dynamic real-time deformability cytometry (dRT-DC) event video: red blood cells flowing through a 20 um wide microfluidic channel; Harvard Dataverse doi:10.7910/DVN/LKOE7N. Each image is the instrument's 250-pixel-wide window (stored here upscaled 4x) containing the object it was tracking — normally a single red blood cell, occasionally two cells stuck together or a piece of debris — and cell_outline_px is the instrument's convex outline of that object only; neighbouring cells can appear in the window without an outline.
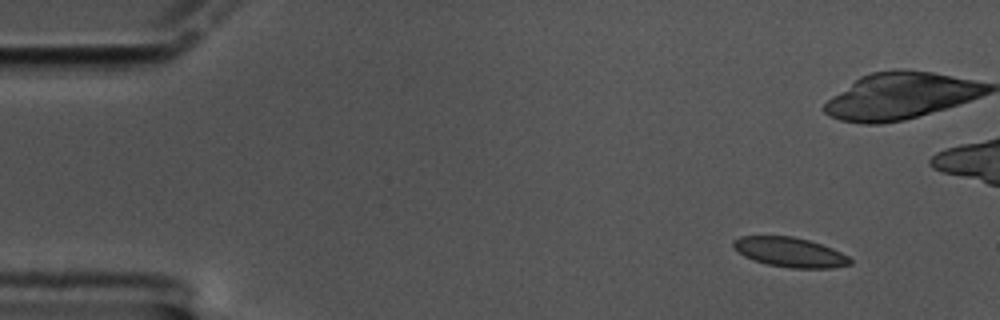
{"species": "common noctule bat (a hibernating species)", "species_latin": "Nyctalus noctula", "temperature_condition": "cold", "stored_images_in_passage": 55, "camera_frame_rate_fps": 3000, "um_per_image_px": 0.085, "animal": {"sex": "male", "body_mass_g": 17.5, "forearm_length_mm": 52.3}, "frame": {"image": 1, "passage_image": 1, "time_ms": 0.0, "image_size_px": [1000, 320], "cell_outline_px": [[852, 264], [832, 268], [792, 268], [768, 264], [744, 256], [732, 244], [732, 240], [740, 236], [792, 236], [808, 240], [832, 248], [848, 256], [852, 260]], "centroid_in_image_um": [67.17, 21.43], "position_along_channel_um": 17.8, "area_um2": 19.94}}
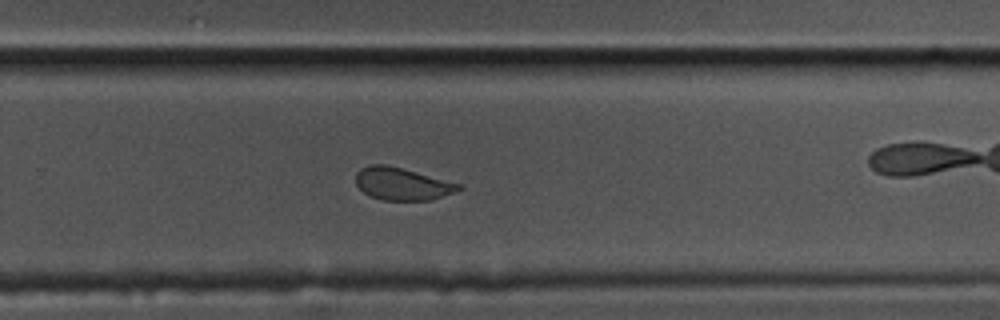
{"frame": {"image": 2, "passage_image": 34, "time_ms": 11.0, "image_size_px": [1000, 320], "cell_outline_px": [[464, 188], [432, 200], [380, 200], [368, 196], [356, 184], [356, 172], [360, 168], [372, 164], [384, 164], [416, 172], [460, 184]], "centroid_in_image_um": [34.14, 15.64], "position_along_channel_um": 295.7, "area_um2": 19.31}}
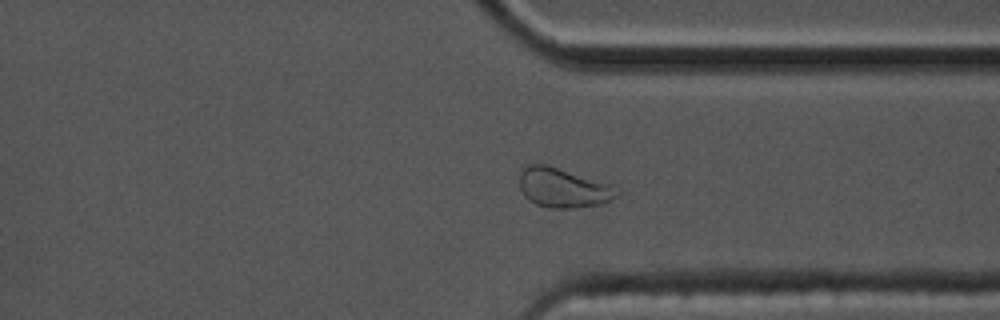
{"frame": {"image": 3, "passage_image": 40, "time_ms": 13.0, "image_size_px": [1000, 320], "cell_outline_px": [[620, 196], [600, 204], [572, 208], [548, 208], [536, 204], [528, 200], [524, 196], [520, 188], [520, 172], [524, 164], [548, 164], [612, 184], [620, 192]], "centroid_in_image_um": [47.87, 15.95], "position_along_channel_um": 363.5, "area_um2": 22.83}, "authors_computed_cell_mechanics": {"area_um2": 20.6346, "velocity_mm_per_s": 3.3804, "shape_relaxation_time_tau1_ms": 6.4685, "shape_relaxation_time_tau2_ms": 0.6451, "deformation_change_tau1": 0.1277, "deformation_change_tau2": 0.0367}}